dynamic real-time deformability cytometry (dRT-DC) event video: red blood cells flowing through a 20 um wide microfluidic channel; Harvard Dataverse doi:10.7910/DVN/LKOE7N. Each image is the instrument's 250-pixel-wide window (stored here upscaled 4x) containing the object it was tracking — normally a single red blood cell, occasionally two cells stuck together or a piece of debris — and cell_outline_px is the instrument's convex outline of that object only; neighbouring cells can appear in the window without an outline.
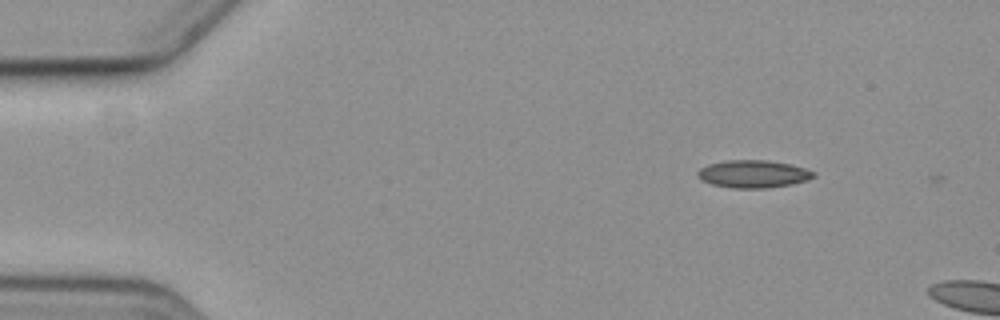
{"species": "common noctule bat (a hibernating species)", "species_latin": "Nyctalus noctula", "temperature_condition": "cold", "stored_images_in_passage": 4, "camera_frame_rate_fps": 3000, "um_per_image_px": 0.085, "animal": {"sex": "female", "body_mass_g": 19.3, "forearm_length_mm": 54.1}, "frame": {"image": 1, "passage_image": 1, "time_ms": 0.0, "image_size_px": [1000, 320], "cell_outline_px": [[816, 176], [808, 180], [792, 184], [768, 188], [732, 188], [712, 184], [700, 180], [696, 176], [696, 172], [700, 168], [708, 164], [724, 160], [768, 160], [792, 164], [816, 172]], "centroid_in_image_um": [64.02, 14.78], "position_along_channel_um": 21.0, "area_um2": 18.96}}